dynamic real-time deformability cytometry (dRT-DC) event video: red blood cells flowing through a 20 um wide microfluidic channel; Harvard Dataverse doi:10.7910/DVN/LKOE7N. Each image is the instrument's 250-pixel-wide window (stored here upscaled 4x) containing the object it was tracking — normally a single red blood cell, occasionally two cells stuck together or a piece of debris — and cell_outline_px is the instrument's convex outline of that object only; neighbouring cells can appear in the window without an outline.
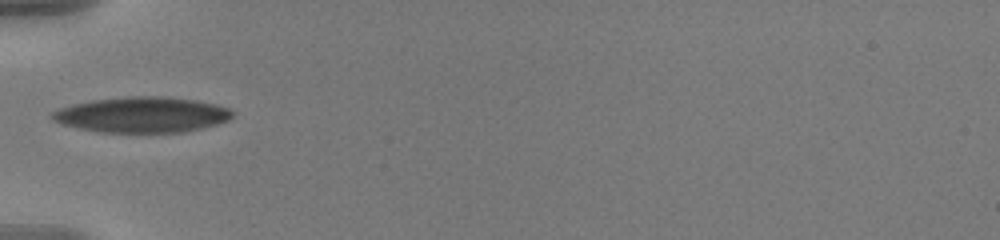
{"species": "human", "species_latin": "Homo sapiens", "temperature_condition": "warm", "stored_images_in_passage": 37, "camera_frame_rate_fps": 3000, "um_per_image_px": 0.085, "donor": {"sex": "male"}, "frame": {"image": 1, "passage_image": 1, "time_ms": 0.0, "image_size_px": [1000, 240], "cell_outline_px": [[236, 112], [228, 120], [216, 124], [184, 132], [96, 132], [76, 128], [60, 124], [52, 120], [48, 116], [52, 112], [60, 108], [72, 104], [92, 100], [128, 96], [164, 96], [196, 100], [216, 104], [228, 108]], "centroid_in_image_um": [12.03, 9.75], "position_along_channel_um": 73.0, "area_um2": 37.63}}
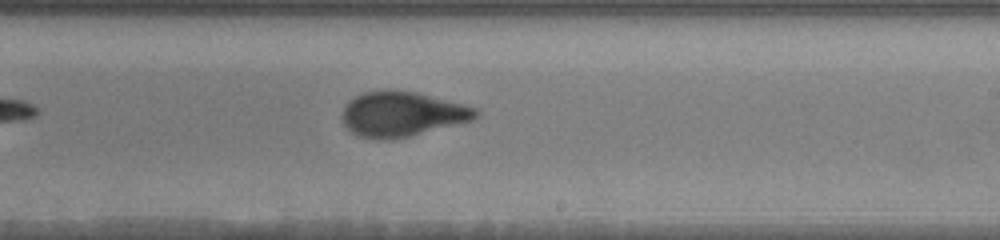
{"frame": {"image": 2, "passage_image": 16, "time_ms": 5.0, "image_size_px": [1000, 240], "cell_outline_px": [[480, 116], [472, 120], [392, 140], [372, 140], [348, 132], [340, 116], [344, 104], [348, 100], [364, 92], [416, 92], [480, 108]], "centroid_in_image_um": [34.15, 9.73], "position_along_channel_um": 254.9, "area_um2": 34.91}}
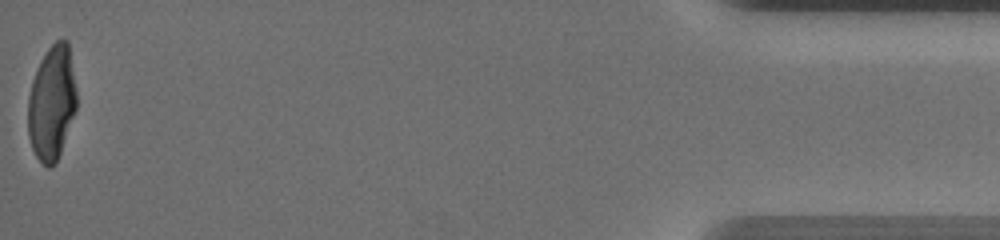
{"frame": {"image": 3, "passage_image": 37, "time_ms": 12.0, "image_size_px": [1000, 240], "cell_outline_px": [[76, 108], [56, 164], [48, 168], [36, 156], [32, 148], [28, 136], [28, 96], [32, 80], [36, 68], [40, 60], [48, 48], [56, 40], [68, 40], [76, 88]], "centroid_in_image_um": [4.39, 8.73], "position_along_channel_um": 430.8, "area_um2": 32.43}, "authors_computed_cell_mechanics": {"area_um2": 33.8708, "velocity_mm_per_s": 3.647, "shape_relaxation_time_tau1_ms": 5.7739, "shape_relaxation_time_tau2_ms": 0.7857, "deformation_change_tau1": 0.2476, "deformation_change_tau2": 0.0631}}